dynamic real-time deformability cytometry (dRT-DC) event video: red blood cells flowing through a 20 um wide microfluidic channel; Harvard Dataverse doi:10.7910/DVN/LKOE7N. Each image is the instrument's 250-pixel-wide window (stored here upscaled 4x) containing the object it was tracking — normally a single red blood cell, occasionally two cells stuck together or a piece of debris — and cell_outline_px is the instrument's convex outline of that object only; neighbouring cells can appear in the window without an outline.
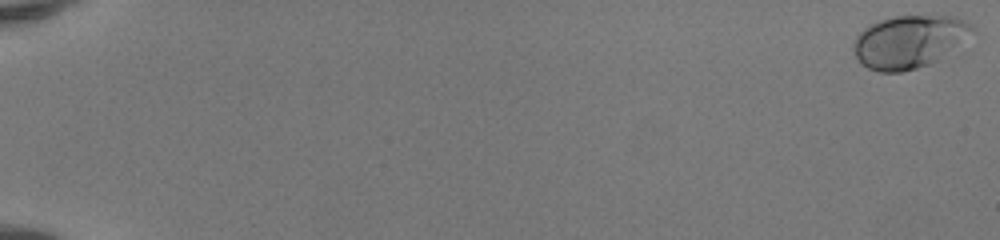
{"species": "human", "species_latin": "Homo sapiens", "temperature_condition": "room temperature", "stored_images_in_passage": 52, "camera_frame_rate_fps": 3000, "um_per_image_px": 0.085, "donor": {"sex": "female"}, "frame": {"image": 1, "passage_image": 1, "time_ms": 0.0, "image_size_px": [1000, 240], "cell_outline_px": [[976, 32], [956, 48], [936, 60], [928, 64], [916, 68], [900, 72], [880, 72], [868, 68], [856, 56], [852, 48], [856, 36], [868, 24], [892, 16], [956, 16], [972, 24]], "centroid_in_image_um": [77.3, 3.52], "position_along_channel_um": 7.7, "area_um2": 36.53}}
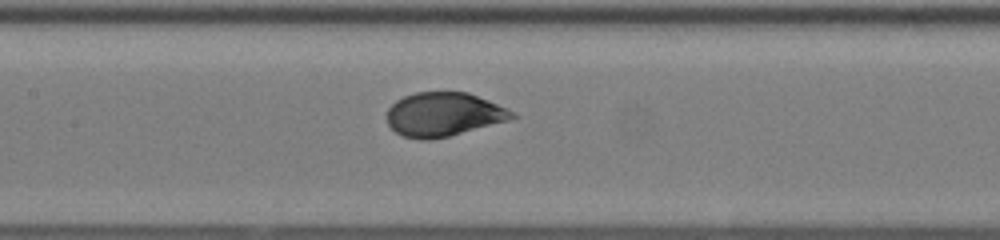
{"frame": {"image": 2, "passage_image": 28, "time_ms": 9.0, "image_size_px": [1000, 240], "cell_outline_px": [[520, 116], [508, 120], [448, 136], [428, 140], [420, 140], [404, 136], [396, 132], [388, 124], [388, 108], [396, 100], [404, 96], [416, 92], [468, 92], [488, 100], [516, 112]], "centroid_in_image_um": [37.72, 9.72], "position_along_channel_um": 169.7, "area_um2": 31.85}}
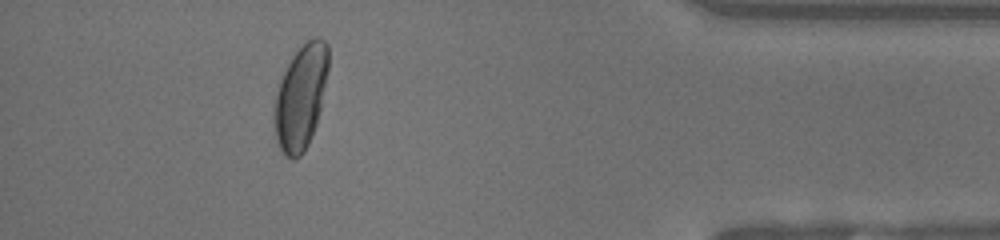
{"frame": {"image": 3, "passage_image": 48, "time_ms": 15.667, "image_size_px": [1000, 240], "cell_outline_px": [[328, 68], [320, 108], [316, 124], [308, 144], [304, 152], [300, 156], [292, 160], [280, 148], [276, 140], [276, 92], [280, 80], [292, 56], [308, 40], [316, 36], [324, 40], [328, 44]], "centroid_in_image_um": [25.59, 8.22], "position_along_channel_um": 409.6, "area_um2": 32.02}, "authors_computed_cell_mechanics": {"area_um2": 33.2928, "velocity_mm_per_s": 4.1367, "shape_relaxation_time_tau1_ms": 3.1422, "shape_relaxation_time_tau2_ms": null, "deformation_change_tau1": 0.1562, "deformation_change_tau2": null}}